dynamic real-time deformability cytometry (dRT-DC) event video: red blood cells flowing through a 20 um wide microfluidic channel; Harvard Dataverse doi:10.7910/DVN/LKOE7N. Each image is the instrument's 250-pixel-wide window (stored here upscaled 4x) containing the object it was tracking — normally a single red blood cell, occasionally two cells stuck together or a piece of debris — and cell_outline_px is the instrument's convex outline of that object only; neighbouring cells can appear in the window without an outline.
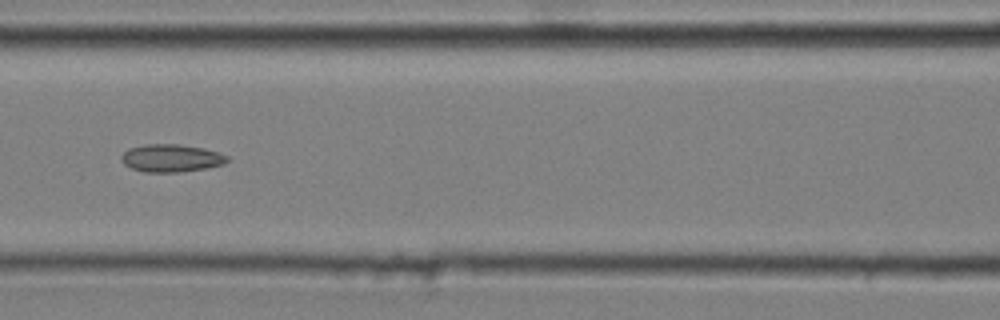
{"species": "common noctule bat (a hibernating species)", "species_latin": "Nyctalus noctula", "temperature_condition": "cold", "stored_images_in_passage": 6, "camera_frame_rate_fps": 3000, "um_per_image_px": 0.085, "animal": {"sex": "male", "body_mass_g": 20.4}, "frame": {"image": 1, "passage_image": 4, "time_ms": 1.0, "image_size_px": [1000, 320], "cell_outline_px": [[228, 160], [224, 164], [208, 168], [180, 172], [144, 172], [132, 168], [124, 164], [120, 160], [120, 156], [128, 148], [144, 144], [180, 144], [204, 148], [228, 156]], "centroid_in_image_um": [14.53, 13.44], "position_along_channel_um": 152.1, "area_um2": 17.22}}
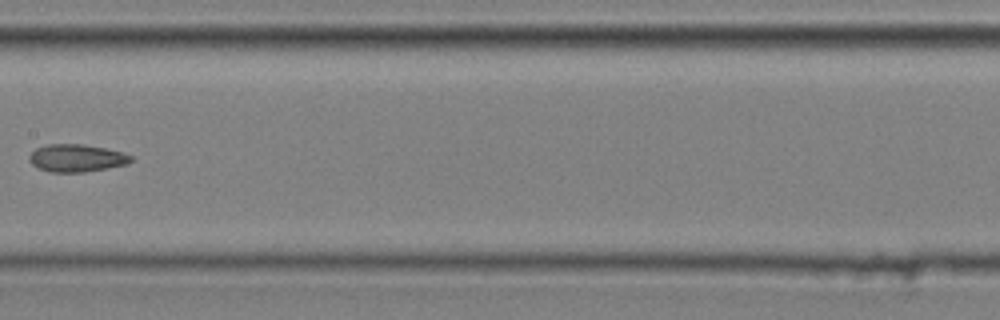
{"frame": {"image": 2, "passage_image": 5, "time_ms": 1.333, "image_size_px": [1000, 320], "cell_outline_px": [[132, 160], [128, 164], [84, 172], [52, 172], [40, 168], [32, 164], [28, 160], [28, 156], [36, 148], [48, 144], [84, 144], [124, 152], [132, 156]], "centroid_in_image_um": [6.52, 13.43], "position_along_channel_um": 200.9, "area_um2": 16.3}}
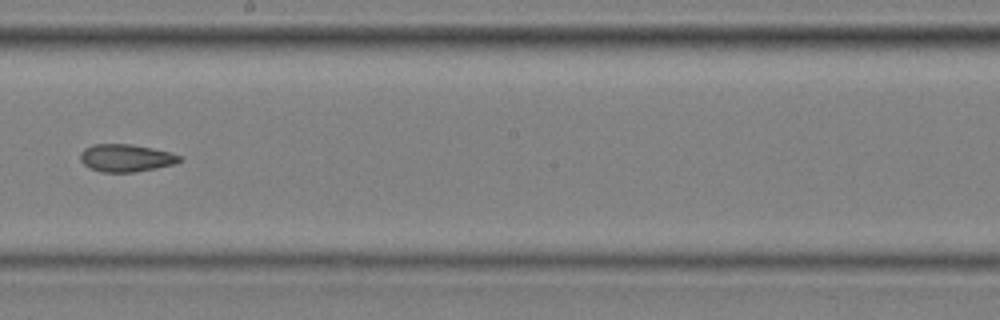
{"frame": {"image": 3, "passage_image": 6, "time_ms": 1.667, "image_size_px": [1000, 320], "cell_outline_px": [[184, 160], [176, 164], [156, 168], [132, 172], [100, 172], [88, 168], [80, 160], [80, 152], [84, 148], [92, 144], [132, 144], [172, 152], [184, 156]], "centroid_in_image_um": [10.74, 13.42], "position_along_channel_um": 237.5, "area_um2": 16.3}}